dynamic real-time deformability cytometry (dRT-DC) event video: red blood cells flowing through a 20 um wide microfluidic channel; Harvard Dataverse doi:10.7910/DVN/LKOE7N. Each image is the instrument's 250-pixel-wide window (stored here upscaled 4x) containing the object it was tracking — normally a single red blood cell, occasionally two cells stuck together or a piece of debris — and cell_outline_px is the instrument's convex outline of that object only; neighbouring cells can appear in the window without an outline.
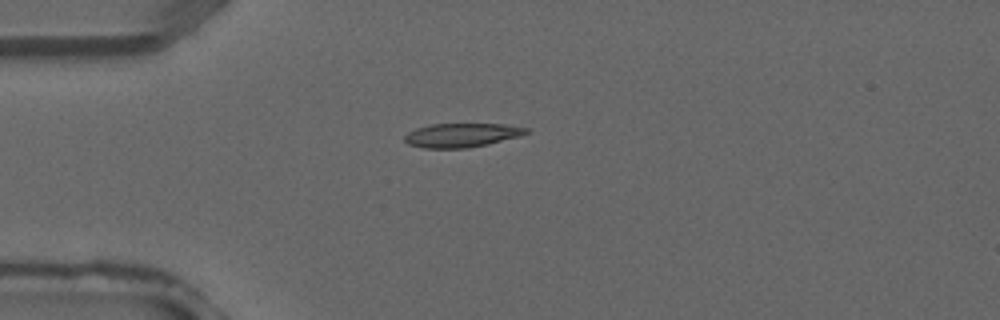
{"species": "common noctule bat (a hibernating species)", "species_latin": "Nyctalus noctula", "temperature_condition": "warm", "stored_images_in_passage": 1, "camera_frame_rate_fps": 3000, "um_per_image_px": 0.085, "animal": {"sex": "male", "forearm_length_mm": 52.5}, "frame": {"image": 1, "passage_image": 1, "time_ms": 0.0, "image_size_px": [1000, 320], "cell_outline_px": [[528, 132], [520, 136], [488, 144], [468, 148], [424, 148], [408, 144], [404, 140], [404, 136], [408, 132], [416, 128], [432, 124], [504, 124], [528, 128]], "centroid_in_image_um": [39.23, 11.49], "position_along_channel_um": 45.8, "area_um2": 16.94}}